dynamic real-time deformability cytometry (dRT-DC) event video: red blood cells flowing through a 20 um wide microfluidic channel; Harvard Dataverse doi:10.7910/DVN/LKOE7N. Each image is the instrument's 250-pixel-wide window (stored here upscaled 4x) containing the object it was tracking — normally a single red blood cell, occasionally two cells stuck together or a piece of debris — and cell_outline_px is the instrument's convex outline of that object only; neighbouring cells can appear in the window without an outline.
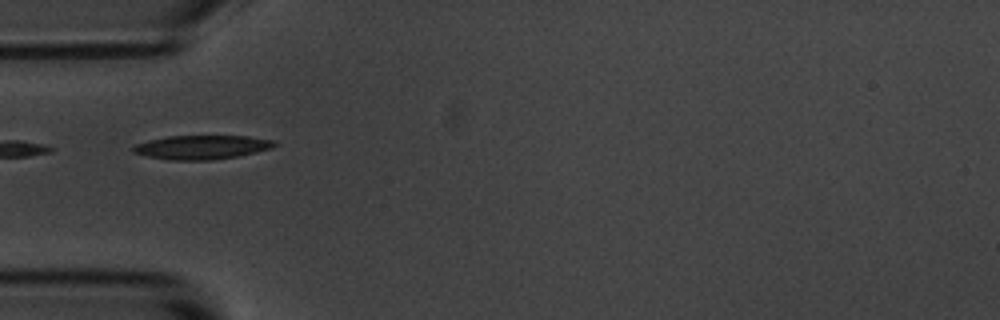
{"species": "common noctule bat (a hibernating species)", "species_latin": "Nyctalus noctula", "temperature_condition": "room temperature", "stored_images_in_passage": 6, "camera_frame_rate_fps": 3000, "um_per_image_px": 0.085, "animal": {"sex": "male", "body_mass_g": 20.1, "forearm_length_mm": 53.5}, "frame": {"image": 1, "passage_image": 1, "time_ms": 0.0, "image_size_px": [1000, 320], "cell_outline_px": [[276, 144], [272, 148], [256, 152], [236, 156], [212, 160], [168, 160], [148, 156], [132, 152], [132, 148], [136, 144], [148, 140], [168, 136], [248, 136], [276, 140]], "centroid_in_image_um": [17.15, 12.51], "position_along_channel_um": 67.8, "area_um2": 19.71}}
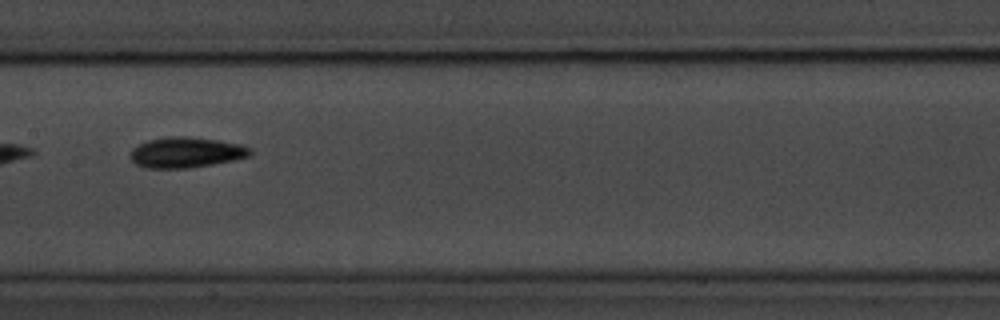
{"frame": {"image": 2, "passage_image": 4, "time_ms": 3.333, "image_size_px": [1000, 320], "cell_outline_px": [[252, 152], [248, 156], [236, 160], [188, 168], [144, 168], [136, 164], [128, 156], [132, 148], [148, 140], [168, 136], [188, 136], [220, 140], [240, 144], [252, 148]], "centroid_in_image_um": [15.81, 12.95], "position_along_channel_um": 191.6, "area_um2": 21.56}}
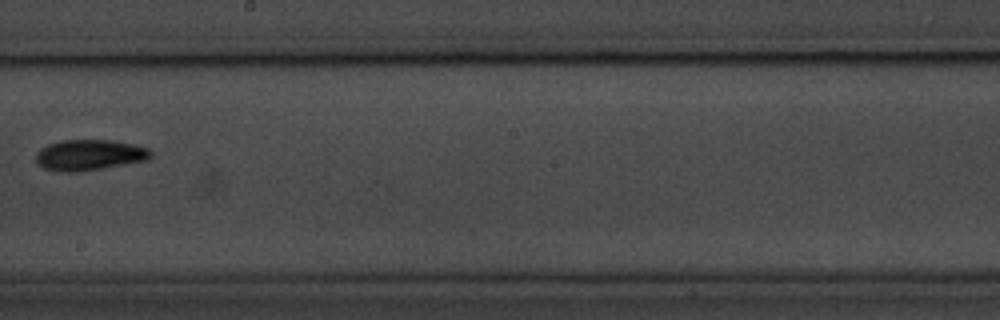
{"frame": {"image": 3, "passage_image": 5, "time_ms": 4.667, "image_size_px": [1000, 320], "cell_outline_px": [[152, 156], [148, 160], [104, 168], [76, 172], [56, 172], [44, 168], [36, 164], [36, 152], [40, 148], [48, 144], [60, 140], [112, 140], [136, 144], [148, 148], [152, 152]], "centroid_in_image_um": [7.59, 13.17], "position_along_channel_um": 240.6, "area_um2": 20.98}}